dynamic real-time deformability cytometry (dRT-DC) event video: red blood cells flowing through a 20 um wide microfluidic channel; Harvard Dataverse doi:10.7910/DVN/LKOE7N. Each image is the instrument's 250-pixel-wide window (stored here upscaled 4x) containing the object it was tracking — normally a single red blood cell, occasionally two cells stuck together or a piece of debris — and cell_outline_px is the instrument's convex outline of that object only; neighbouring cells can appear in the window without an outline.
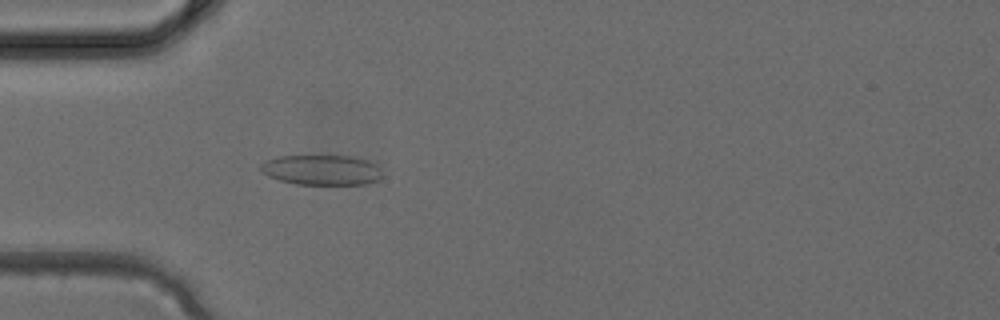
{"species": "common noctule bat (a hibernating species)", "species_latin": "Nyctalus noctula", "temperature_condition": "cold", "stored_images_in_passage": 3, "camera_frame_rate_fps": 3000, "um_per_image_px": 0.085, "animal": {"sex": "female", "body_mass_g": 24.6, "forearm_length_mm": 56.2}, "frame": {"image": 1, "passage_image": 3, "time_ms": 0.667, "image_size_px": [1000, 320], "cell_outline_px": [[380, 176], [376, 180], [364, 184], [296, 184], [280, 180], [268, 176], [260, 168], [260, 164], [268, 160], [280, 156], [348, 156], [368, 160], [376, 164], [380, 168]], "centroid_in_image_um": [27.33, 14.44], "position_along_channel_um": 57.7, "area_um2": 21.04}}